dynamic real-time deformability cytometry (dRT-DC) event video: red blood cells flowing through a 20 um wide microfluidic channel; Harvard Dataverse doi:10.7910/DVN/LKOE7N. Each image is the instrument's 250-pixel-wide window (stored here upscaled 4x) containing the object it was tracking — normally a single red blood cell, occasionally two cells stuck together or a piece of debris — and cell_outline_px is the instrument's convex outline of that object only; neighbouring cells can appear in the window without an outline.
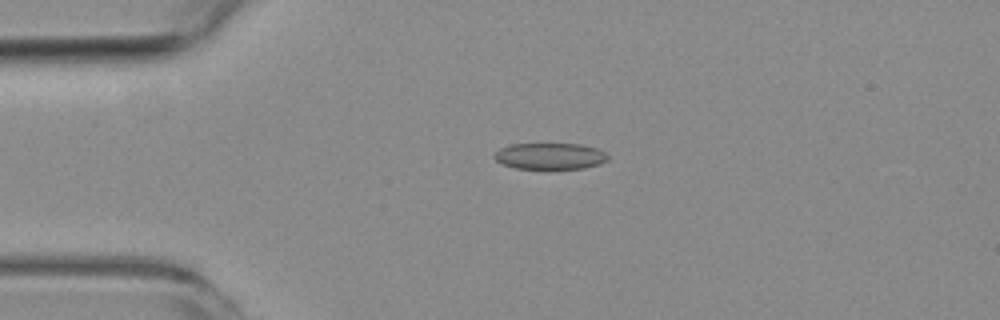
{"species": "common noctule bat (a hibernating species)", "species_latin": "Nyctalus noctula", "temperature_condition": "room temperature", "stored_images_in_passage": 4, "camera_frame_rate_fps": 3000, "um_per_image_px": 0.085, "animal": {"sex": "female", "body_mass_g": 19.3, "forearm_length_mm": 54.1}, "frame": {"image": 1, "passage_image": 3, "time_ms": 3.667, "image_size_px": [1000, 320], "cell_outline_px": [[608, 160], [600, 164], [584, 168], [516, 168], [500, 164], [492, 156], [500, 148], [512, 144], [580, 144], [596, 148], [604, 152], [608, 156]], "centroid_in_image_um": [46.73, 13.27], "position_along_channel_um": 38.3, "area_um2": 17.34}}